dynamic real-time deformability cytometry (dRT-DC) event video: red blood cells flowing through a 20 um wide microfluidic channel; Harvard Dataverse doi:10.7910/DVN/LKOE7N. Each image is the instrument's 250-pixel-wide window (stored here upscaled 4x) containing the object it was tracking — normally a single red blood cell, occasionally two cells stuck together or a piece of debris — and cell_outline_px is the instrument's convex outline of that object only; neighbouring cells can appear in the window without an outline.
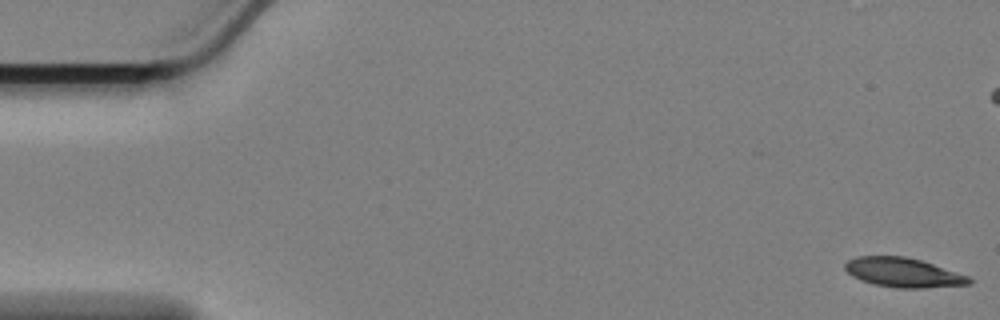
{"species": "Egyptian fruit bat (a non-hibernating species)", "species_latin": "Rousettus aegyptiacus", "temperature_condition": "cold", "stored_images_in_passage": 59, "camera_frame_rate_fps": 3000, "um_per_image_px": 0.085, "animal": {"sex": "female"}, "frame": {"image": 1, "passage_image": 1, "time_ms": 0.0, "image_size_px": [1000, 320], "cell_outline_px": [[972, 284], [924, 288], [896, 288], [872, 284], [860, 280], [852, 276], [844, 268], [844, 264], [848, 260], [856, 256], [904, 256], [920, 260], [968, 276], [972, 280]], "centroid_in_image_um": [76.74, 23.17], "position_along_channel_um": 8.3, "area_um2": 21.21}}
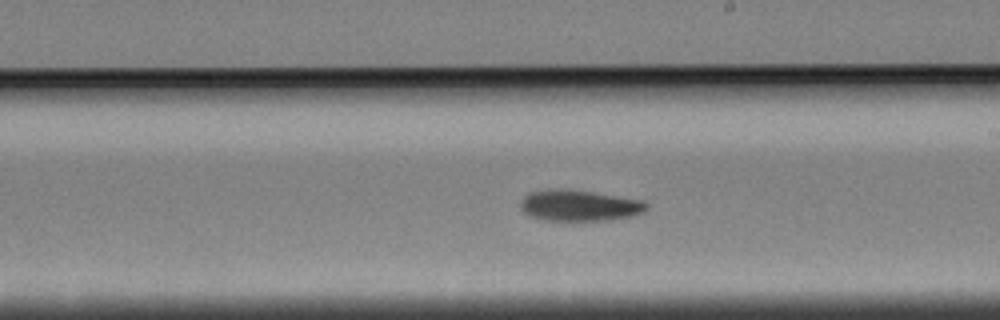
{"frame": {"image": 2, "passage_image": 33, "time_ms": 10.667, "image_size_px": [1000, 320], "cell_outline_px": [[648, 208], [644, 212], [632, 216], [608, 220], [544, 220], [528, 216], [520, 208], [520, 200], [528, 192], [548, 188], [568, 188], [644, 200], [648, 204]], "centroid_in_image_um": [49.21, 17.45], "position_along_channel_um": 239.8, "area_um2": 23.29}}
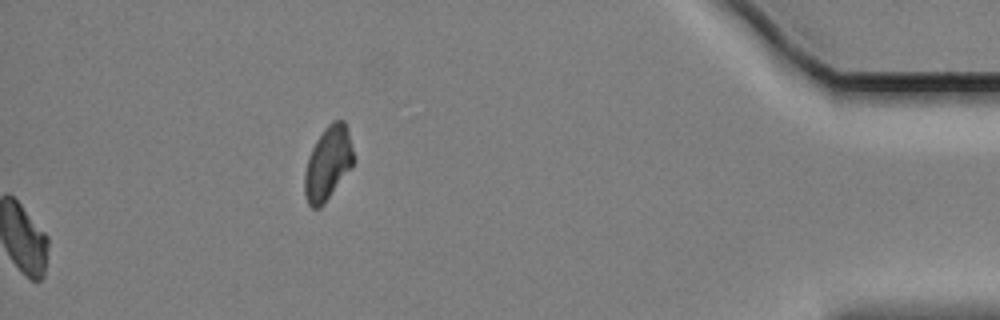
{"frame": {"image": 3, "passage_image": 59, "time_ms": 19.333, "image_size_px": [1000, 320], "cell_outline_px": [[356, 160], [352, 168], [324, 204], [320, 208], [312, 208], [308, 204], [304, 192], [304, 172], [308, 156], [316, 140], [324, 128], [332, 120], [344, 120], [348, 132]], "centroid_in_image_um": [27.88, 13.89], "position_along_channel_um": 407.3, "area_um2": 21.33}, "authors_computed_cell_mechanics": {"area_um2": 22.542, "velocity_mm_per_s": 3.3939, "shape_relaxation_time_tau1_ms": 6.224, "shape_relaxation_time_tau2_ms": null, "deformation_change_tau1": 0.1342, "deformation_change_tau2": null}}